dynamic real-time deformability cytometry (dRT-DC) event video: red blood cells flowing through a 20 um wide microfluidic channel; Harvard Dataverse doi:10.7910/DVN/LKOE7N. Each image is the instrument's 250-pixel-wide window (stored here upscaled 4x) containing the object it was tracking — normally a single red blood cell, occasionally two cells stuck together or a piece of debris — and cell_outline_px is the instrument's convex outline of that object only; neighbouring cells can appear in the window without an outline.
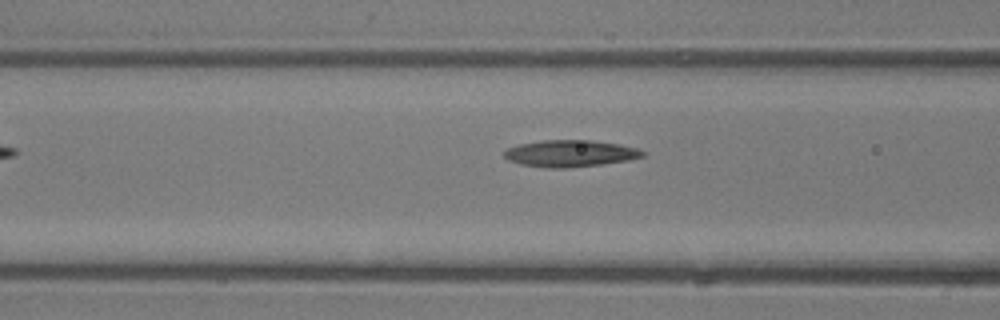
{"species": "common noctule bat (a hibernating species)", "species_latin": "Nyctalus noctula", "temperature_condition": "room temperature", "stored_images_in_passage": 4, "camera_frame_rate_fps": 3000, "um_per_image_px": 0.085, "animal": {"sex": "male", "body_mass_g": 13.3}, "frame": {"image": 1, "passage_image": 3, "time_ms": 2.333, "image_size_px": [1000, 320], "cell_outline_px": [[648, 156], [628, 160], [604, 164], [568, 168], [544, 168], [520, 164], [508, 160], [504, 156], [504, 152], [508, 148], [520, 144], [544, 140], [592, 140], [620, 144], [636, 148], [648, 152]], "centroid_in_image_um": [48.53, 13.05], "position_along_channel_um": 118.1, "area_um2": 21.85}}